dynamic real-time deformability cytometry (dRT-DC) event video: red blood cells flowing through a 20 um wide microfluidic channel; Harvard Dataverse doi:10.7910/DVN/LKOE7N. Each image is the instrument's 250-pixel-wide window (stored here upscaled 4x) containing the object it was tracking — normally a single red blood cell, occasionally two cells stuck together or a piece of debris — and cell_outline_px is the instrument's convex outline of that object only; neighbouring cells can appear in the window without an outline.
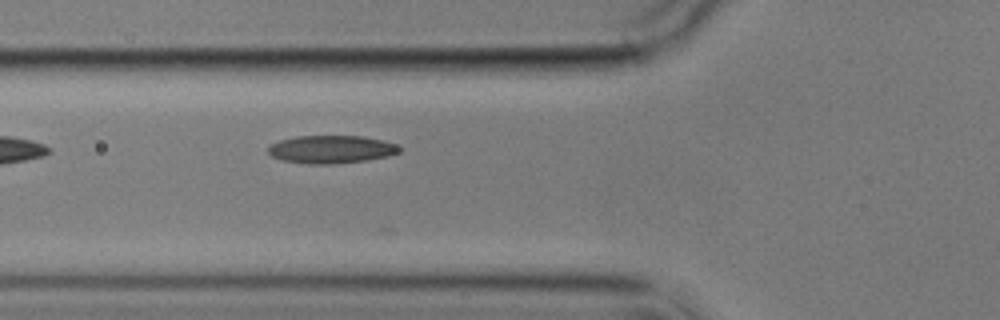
{"species": "common noctule bat (a hibernating species)", "species_latin": "Nyctalus noctula", "temperature_condition": "cold", "stored_images_in_passage": 3, "camera_frame_rate_fps": 3000, "um_per_image_px": 0.085, "animal": {"sex": "male", "body_mass_g": 17.9}, "frame": {"image": 1, "passage_image": 3, "time_ms": 2.333, "image_size_px": [1000, 320], "cell_outline_px": [[404, 148], [400, 152], [388, 156], [368, 160], [332, 164], [308, 164], [280, 160], [272, 156], [268, 152], [268, 148], [272, 144], [280, 140], [296, 136], [364, 136], [384, 140], [396, 144]], "centroid_in_image_um": [28.2, 12.69], "position_along_channel_um": 97.6, "area_um2": 21.56}}